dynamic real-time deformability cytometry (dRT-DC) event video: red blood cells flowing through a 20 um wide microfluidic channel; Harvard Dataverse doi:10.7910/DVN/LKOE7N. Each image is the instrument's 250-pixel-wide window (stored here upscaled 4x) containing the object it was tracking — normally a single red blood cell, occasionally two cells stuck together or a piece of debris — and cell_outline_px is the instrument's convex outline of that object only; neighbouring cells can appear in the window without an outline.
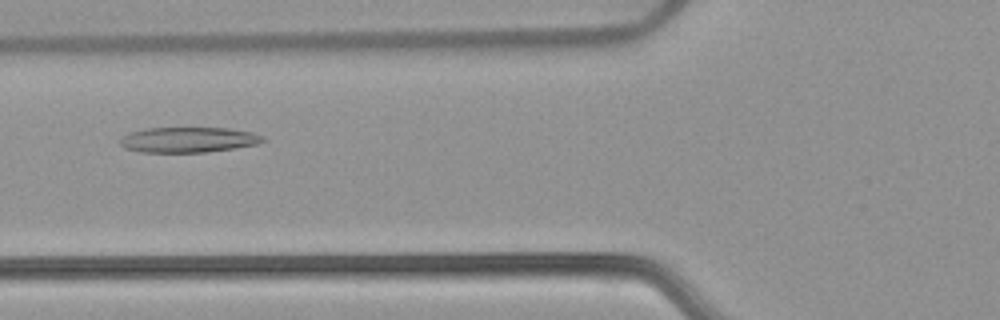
{"species": "common noctule bat (a hibernating species)", "species_latin": "Nyctalus noctula", "temperature_condition": "warm", "stored_images_in_passage": 53, "camera_frame_rate_fps": 3000, "um_per_image_px": 0.085, "animal": {"sex": "female", "body_mass_g": 22.7, "forearm_length_mm": 54.2}, "frame": {"image": 1, "passage_image": 20, "time_ms": 6.333, "image_size_px": [1000, 320], "cell_outline_px": [[268, 140], [260, 144], [236, 148], [208, 152], [140, 152], [124, 148], [120, 144], [120, 140], [124, 136], [132, 132], [144, 128], [228, 128], [252, 132], [264, 136]], "centroid_in_image_um": [16.08, 11.88], "position_along_channel_um": 109.7, "area_um2": 21.27}}
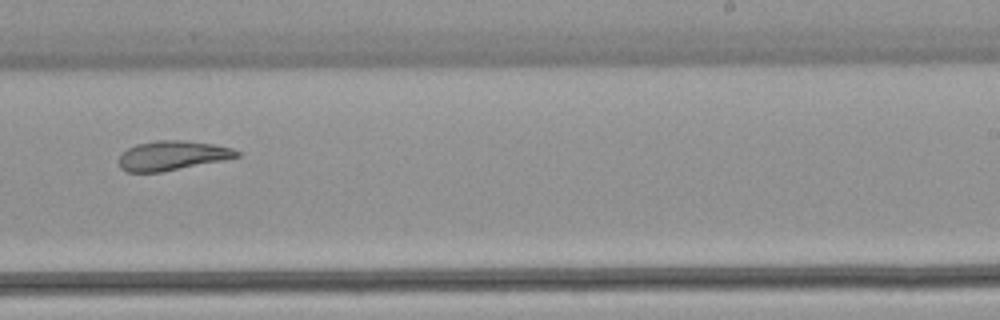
{"frame": {"image": 2, "passage_image": 33, "time_ms": 10.667, "image_size_px": [1000, 320], "cell_outline_px": [[240, 156], [224, 160], [160, 172], [128, 172], [120, 168], [120, 156], [128, 148], [136, 144], [156, 140], [180, 140], [212, 144], [232, 148], [240, 152]], "centroid_in_image_um": [14.65, 13.22], "position_along_channel_um": 274.4, "area_um2": 20.0}}
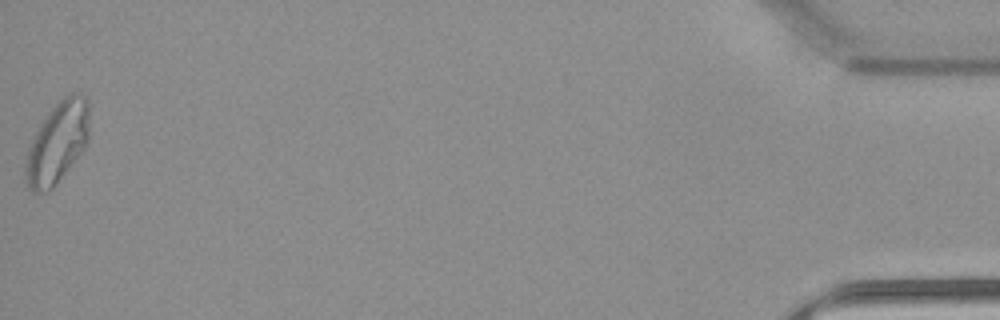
{"frame": {"image": 3, "passage_image": 53, "time_ms": 17.333, "image_size_px": [1000, 320], "cell_outline_px": [[88, 140], [84, 148], [52, 188], [48, 192], [36, 196], [28, 188], [24, 176], [24, 164], [28, 148], [40, 124], [48, 112], [64, 96], [72, 92], [80, 92], [88, 96]], "centroid_in_image_um": [4.85, 12.14], "position_along_channel_um": 430.4, "area_um2": 30.35}, "authors_computed_cell_mechanics": {"area_um2": 24.7384, "velocity_mm_per_s": 3.7984, "shape_relaxation_time_tau1_ms": null, "shape_relaxation_time_tau2_ms": 3.6504, "deformation_change_tau1": null, "deformation_change_tau2": 0.1214}}